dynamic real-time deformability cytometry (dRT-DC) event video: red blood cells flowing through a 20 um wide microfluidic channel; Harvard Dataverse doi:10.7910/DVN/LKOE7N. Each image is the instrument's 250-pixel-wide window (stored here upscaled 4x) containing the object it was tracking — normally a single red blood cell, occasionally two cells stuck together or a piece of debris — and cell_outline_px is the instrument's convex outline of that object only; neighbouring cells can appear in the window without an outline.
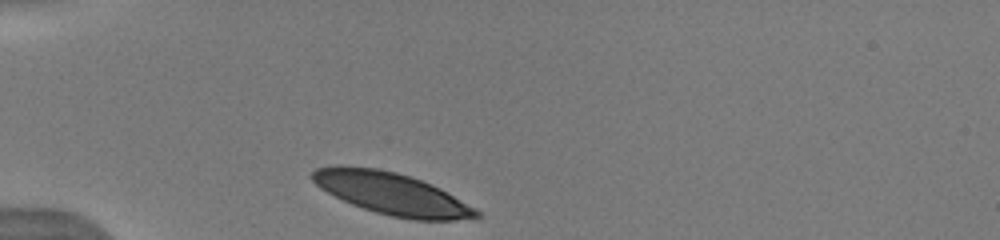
{"species": "human", "species_latin": "Homo sapiens", "temperature_condition": "warm", "stored_images_in_passage": 50, "camera_frame_rate_fps": 3000, "um_per_image_px": 0.085, "donor": {"sex": "male"}, "frame": {"image": 1, "passage_image": 1, "time_ms": 0.0, "image_size_px": [1000, 240], "cell_outline_px": [[484, 216], [456, 220], [412, 220], [392, 216], [376, 212], [352, 204], [320, 188], [312, 180], [312, 172], [316, 168], [332, 164], [344, 164], [376, 168], [396, 172], [412, 176], [432, 184], [440, 188], [476, 208]], "centroid_in_image_um": [33.3, 16.43], "position_along_channel_um": 51.7, "area_um2": 40.4}, "authors_computed_cell_mechanics": {"area_um2": 40.5467, "velocity_mm_per_s": 3.8607, "shape_relaxation_time_tau1_ms": 1.5028, "shape_relaxation_time_tau2_ms": null, "deformation_change_tau1": 0.0796, "deformation_change_tau2": null}}